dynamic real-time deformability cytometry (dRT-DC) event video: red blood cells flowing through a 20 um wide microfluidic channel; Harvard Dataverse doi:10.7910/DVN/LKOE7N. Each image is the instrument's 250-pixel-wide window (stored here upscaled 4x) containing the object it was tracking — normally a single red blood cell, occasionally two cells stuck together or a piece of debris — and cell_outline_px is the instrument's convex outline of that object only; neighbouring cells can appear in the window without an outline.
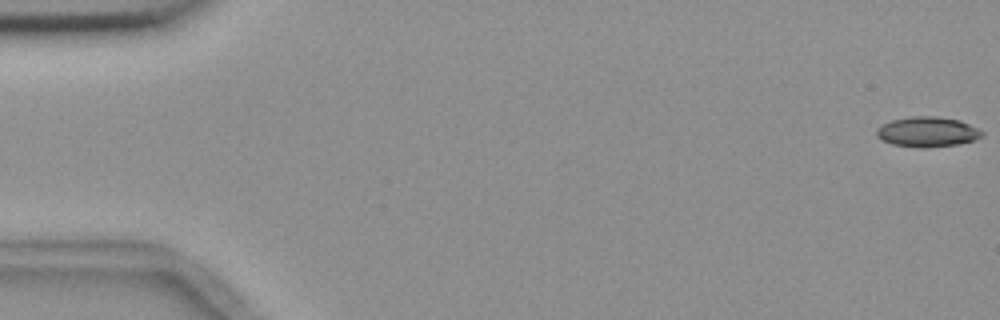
{"species": "common noctule bat (a hibernating species)", "species_latin": "Nyctalus noctula", "temperature_condition": "room temperature", "stored_images_in_passage": 3, "camera_frame_rate_fps": 3000, "um_per_image_px": 0.085, "animal": {"sex": "female", "body_mass_g": 18.4}, "frame": {"image": 1, "passage_image": 1, "time_ms": 0.0, "image_size_px": [1000, 320], "cell_outline_px": [[984, 136], [976, 140], [960, 144], [924, 148], [920, 148], [892, 144], [880, 140], [876, 136], [876, 128], [880, 124], [892, 120], [912, 116], [936, 116], [960, 120], [984, 132]], "centroid_in_image_um": [78.81, 11.21], "position_along_channel_um": 6.2, "area_um2": 18.79}}